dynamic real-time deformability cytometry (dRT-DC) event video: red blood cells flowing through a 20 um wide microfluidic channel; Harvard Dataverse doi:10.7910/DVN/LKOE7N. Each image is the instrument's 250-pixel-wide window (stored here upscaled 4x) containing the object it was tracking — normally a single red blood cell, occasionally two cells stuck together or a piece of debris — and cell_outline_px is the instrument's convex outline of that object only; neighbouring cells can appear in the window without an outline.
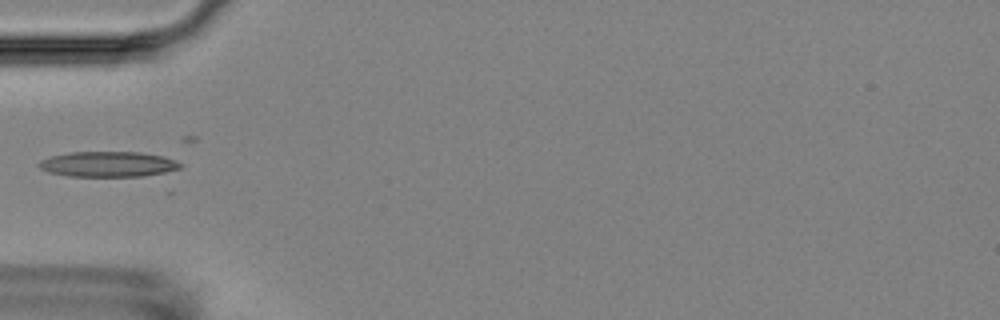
{"species": "Egyptian fruit bat (a non-hibernating species)", "species_latin": "Rousettus aegyptiacus", "temperature_condition": "room temperature", "stored_images_in_passage": 6, "camera_frame_rate_fps": 3000, "um_per_image_px": 0.085, "animal": {"sex": "female"}, "frame": {"image": 1, "passage_image": 5, "time_ms": 6.0, "image_size_px": [1000, 320], "cell_outline_px": [[184, 164], [180, 168], [164, 172], [144, 176], [68, 176], [48, 172], [40, 168], [36, 164], [40, 160], [52, 156], [72, 152], [140, 152], [164, 156]], "centroid_in_image_um": [9.18, 13.95], "position_along_channel_um": 75.8, "area_um2": 20.87}}
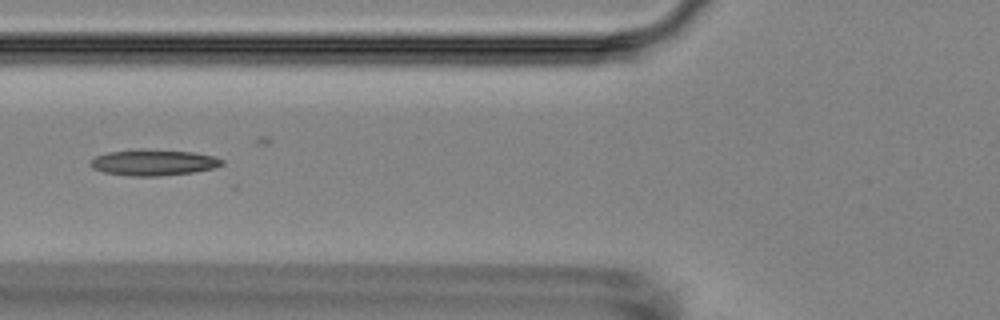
{"frame": {"image": 2, "passage_image": 6, "time_ms": 7.0, "image_size_px": [1000, 320], "cell_outline_px": [[224, 164], [212, 168], [192, 172], [160, 176], [132, 176], [104, 172], [92, 168], [88, 164], [96, 156], [108, 152], [192, 152], [212, 156], [224, 160]], "centroid_in_image_um": [13.05, 13.87], "position_along_channel_um": 112.8, "area_um2": 18.73}}